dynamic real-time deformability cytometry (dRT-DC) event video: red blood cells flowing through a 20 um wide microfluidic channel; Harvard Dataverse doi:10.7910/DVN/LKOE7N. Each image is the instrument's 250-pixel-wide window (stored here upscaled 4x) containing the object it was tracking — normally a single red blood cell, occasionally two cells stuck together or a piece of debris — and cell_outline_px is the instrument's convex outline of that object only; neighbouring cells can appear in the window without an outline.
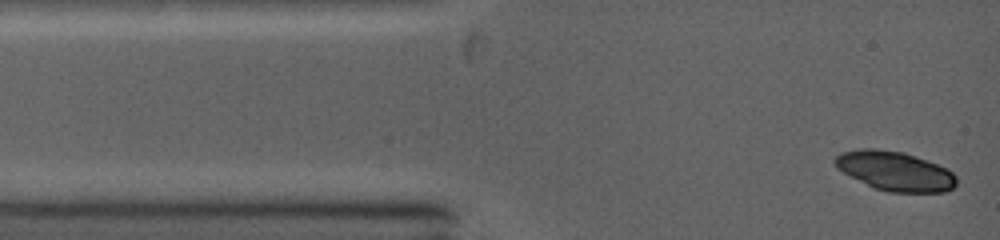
{"species": "common noctule bat (a hibernating species)", "species_latin": "Nyctalus noctula", "temperature_condition": "warm", "stored_images_in_passage": 3, "camera_frame_rate_fps": 5000, "um_per_image_px": 0.085, "animal": {"sex": "female", "body_mass_g": 19.0, "forearm_length_mm": 53.3}, "frame": {"image": 1, "passage_image": 1, "time_ms": 0.0, "image_size_px": [1000, 240], "cell_outline_px": [[956, 184], [952, 188], [944, 192], [888, 192], [872, 188], [836, 168], [832, 160], [836, 156], [844, 152], [860, 148], [876, 148], [904, 152], [916, 156], [936, 164], [952, 172], [956, 176]], "centroid_in_image_um": [76.04, 14.54], "position_along_channel_um": 9.0, "area_um2": 27.86}}